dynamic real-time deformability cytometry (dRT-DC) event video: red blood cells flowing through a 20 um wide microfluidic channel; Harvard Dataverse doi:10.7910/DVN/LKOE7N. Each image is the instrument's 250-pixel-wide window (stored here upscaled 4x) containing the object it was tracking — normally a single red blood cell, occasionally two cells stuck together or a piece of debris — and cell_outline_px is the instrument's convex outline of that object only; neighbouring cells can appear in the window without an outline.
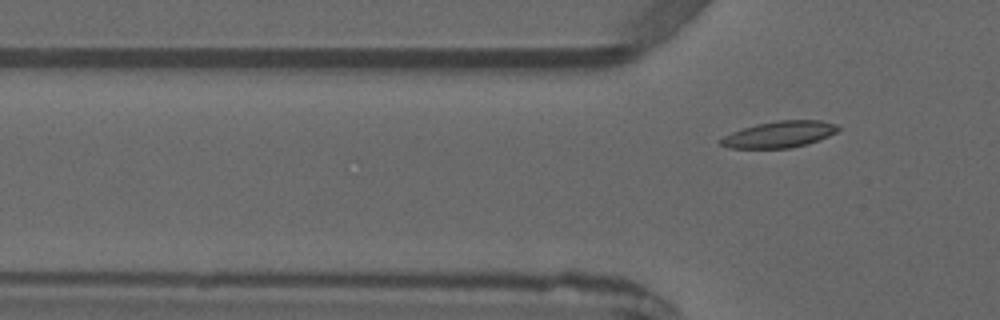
{"species": "common noctule bat (a hibernating species)", "species_latin": "Nyctalus noctula", "temperature_condition": "warm", "stored_images_in_passage": 2, "camera_frame_rate_fps": 3000, "um_per_image_px": 0.085, "animal": {"sex": "male", "forearm_length_mm": 52.5}, "frame": {"image": 1, "passage_image": 2, "time_ms": 1.333, "image_size_px": [1000, 320], "cell_outline_px": [[840, 128], [836, 132], [828, 136], [792, 148], [728, 148], [720, 144], [716, 140], [732, 132], [756, 124], [780, 120], [820, 120], [836, 124]], "centroid_in_image_um": [66.2, 11.42], "position_along_channel_um": 59.6, "area_um2": 17.92}}